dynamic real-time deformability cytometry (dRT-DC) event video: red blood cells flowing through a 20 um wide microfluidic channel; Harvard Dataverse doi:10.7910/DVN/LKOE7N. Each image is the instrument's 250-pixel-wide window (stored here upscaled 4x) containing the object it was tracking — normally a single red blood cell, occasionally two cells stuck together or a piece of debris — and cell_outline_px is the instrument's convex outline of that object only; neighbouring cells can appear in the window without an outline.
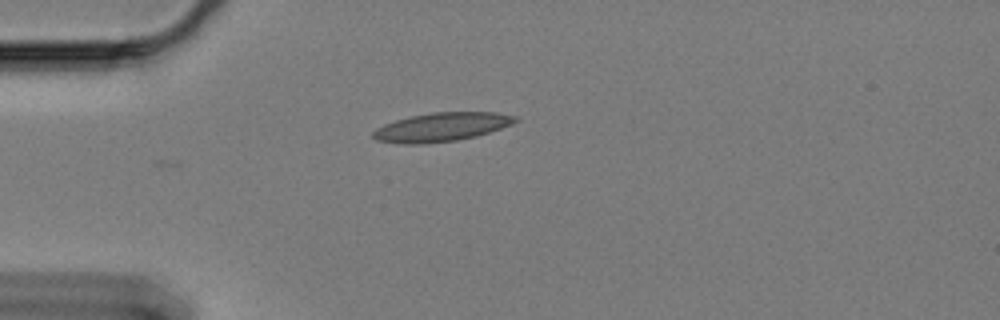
{"species": "Egyptian fruit bat (a non-hibernating species)", "species_latin": "Rousettus aegyptiacus", "temperature_condition": "cold", "stored_images_in_passage": 38, "camera_frame_rate_fps": 3000, "um_per_image_px": 0.085, "animal": {"sex": "female"}, "frame": {"image": 1, "passage_image": 1, "time_ms": 0.0, "image_size_px": [1000, 320], "cell_outline_px": [[520, 120], [512, 124], [476, 136], [456, 140], [416, 144], [404, 144], [376, 140], [372, 136], [372, 132], [376, 128], [384, 124], [396, 120], [412, 116], [432, 112], [496, 112], [516, 116]], "centroid_in_image_um": [37.53, 10.79], "position_along_channel_um": 47.5, "area_um2": 23.64}}
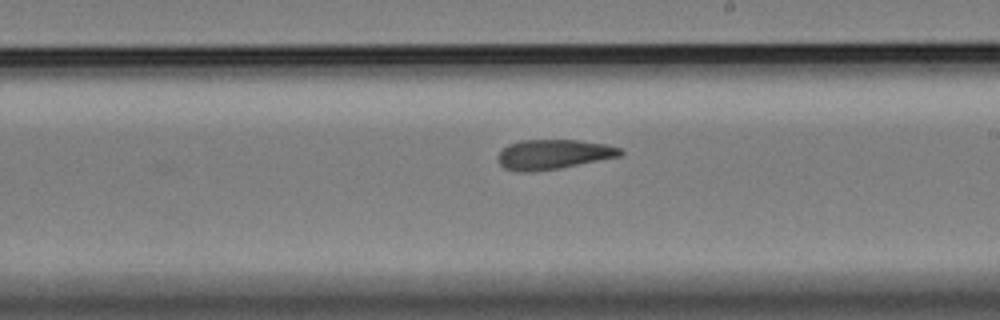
{"frame": {"image": 2, "passage_image": 20, "time_ms": 6.333, "image_size_px": [1000, 320], "cell_outline_px": [[624, 152], [620, 156], [560, 168], [532, 172], [520, 172], [504, 168], [500, 164], [500, 152], [508, 144], [520, 140], [580, 140], [604, 144], [620, 148]], "centroid_in_image_um": [47.04, 13.12], "position_along_channel_um": 242.0, "area_um2": 21.04}}
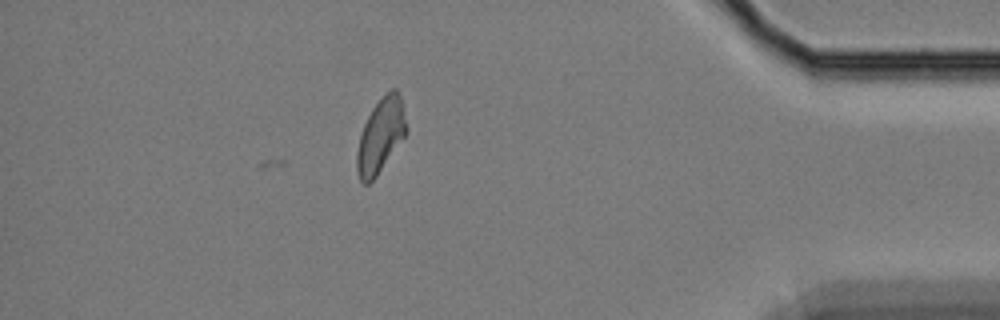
{"frame": {"image": 3, "passage_image": 38, "time_ms": 12.333, "image_size_px": [1000, 320], "cell_outline_px": [[408, 132], [376, 176], [368, 184], [364, 184], [360, 180], [356, 172], [356, 156], [360, 136], [364, 124], [372, 108], [392, 88], [396, 88], [400, 92], [408, 128]], "centroid_in_image_um": [32.37, 11.52], "position_along_channel_um": 402.8, "area_um2": 21.33}, "authors_computed_cell_mechanics": {"area_um2": 21.5016, "velocity_mm_per_s": 3.3221, "shape_relaxation_time_tau1_ms": 10.7589, "shape_relaxation_time_tau2_ms": 3.7792, "deformation_change_tau1": 0.2162, "deformation_change_tau2": 0.1169}}